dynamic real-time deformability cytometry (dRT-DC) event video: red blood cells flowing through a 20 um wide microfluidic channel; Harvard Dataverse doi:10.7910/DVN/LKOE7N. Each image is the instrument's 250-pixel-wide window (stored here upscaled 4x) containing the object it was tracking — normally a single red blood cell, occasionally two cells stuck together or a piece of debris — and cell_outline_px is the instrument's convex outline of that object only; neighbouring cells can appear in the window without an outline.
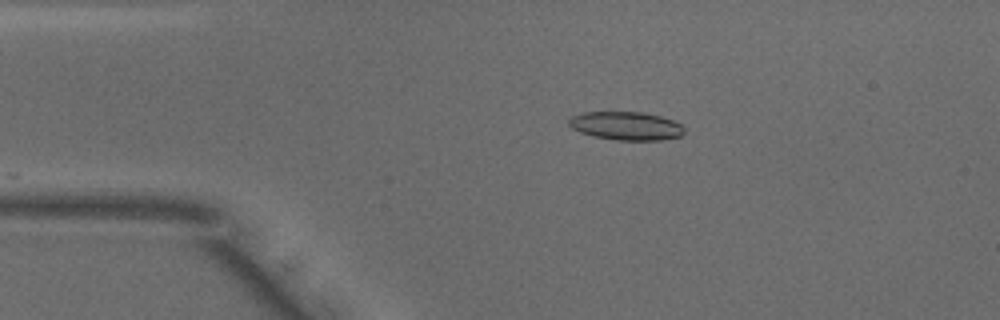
{"species": "common noctule bat (a hibernating species)", "species_latin": "Nyctalus noctula", "temperature_condition": "warm", "stored_images_in_passage": 29, "camera_frame_rate_fps": 3000, "um_per_image_px": 0.085, "animal": {"sex": "male", "body_mass_g": 18.8}, "frame": {"image": 1, "passage_image": 2, "time_ms": 0.333, "image_size_px": [1000, 320], "cell_outline_px": [[684, 132], [680, 136], [660, 140], [616, 140], [592, 136], [580, 132], [572, 128], [568, 124], [568, 120], [572, 116], [584, 112], [644, 112], [660, 116], [672, 120], [680, 124], [684, 128]], "centroid_in_image_um": [53.2, 10.7], "position_along_channel_um": 31.8, "area_um2": 19.07}}
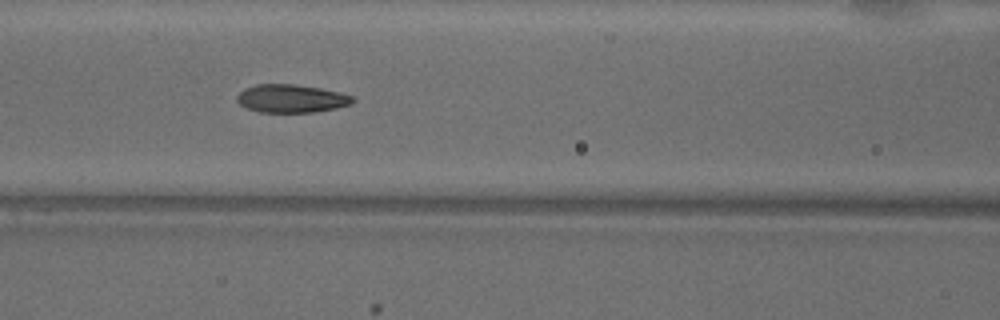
{"frame": {"image": 2, "passage_image": 13, "time_ms": 4.0, "image_size_px": [1000, 320], "cell_outline_px": [[356, 100], [352, 104], [336, 108], [312, 112], [260, 112], [248, 108], [240, 104], [236, 100], [236, 96], [244, 88], [256, 84], [296, 84], [320, 88], [340, 92], [352, 96]], "centroid_in_image_um": [24.77, 8.37], "position_along_channel_um": 141.8, "area_um2": 19.02}}
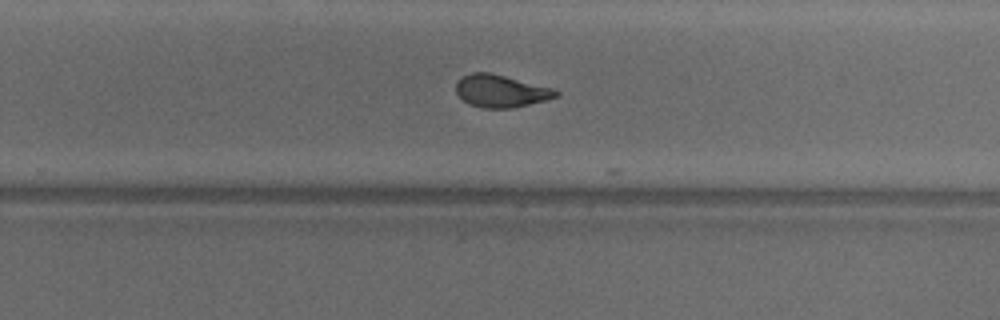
{"frame": {"image": 3, "passage_image": 24, "time_ms": 7.667, "image_size_px": [1000, 320], "cell_outline_px": [[560, 92], [556, 96], [544, 100], [512, 108], [484, 108], [468, 104], [456, 92], [456, 84], [464, 76], [472, 72], [492, 72], [552, 88]], "centroid_in_image_um": [42.55, 7.73], "position_along_channel_um": 287.2, "area_um2": 18.67}}